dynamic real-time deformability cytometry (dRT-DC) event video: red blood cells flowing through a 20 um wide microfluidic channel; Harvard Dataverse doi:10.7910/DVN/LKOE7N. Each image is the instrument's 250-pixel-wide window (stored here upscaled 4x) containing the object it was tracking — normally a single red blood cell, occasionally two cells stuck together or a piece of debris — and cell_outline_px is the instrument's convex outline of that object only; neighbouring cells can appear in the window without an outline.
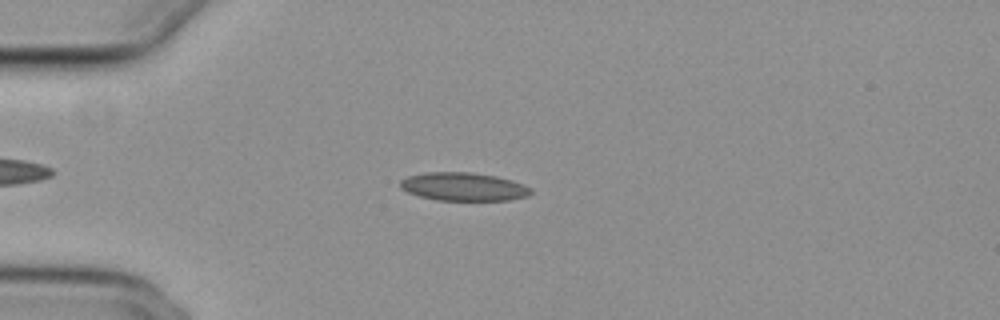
{"species": "common noctule bat (a hibernating species)", "species_latin": "Nyctalus noctula", "temperature_condition": "cold", "stored_images_in_passage": 36, "camera_frame_rate_fps": 3000, "um_per_image_px": 0.085, "animal": {"sex": "female", "body_mass_g": 29.2, "forearm_length_mm": 56.3}, "frame": {"image": 1, "passage_image": 2, "time_ms": 0.333, "image_size_px": [1000, 320], "cell_outline_px": [[532, 192], [528, 196], [508, 200], [436, 200], [420, 196], [408, 192], [400, 188], [400, 180], [408, 176], [424, 172], [472, 172], [496, 176], [512, 180], [524, 184], [532, 188]], "centroid_in_image_um": [39.41, 15.86], "position_along_channel_um": 45.6, "area_um2": 21.62}}
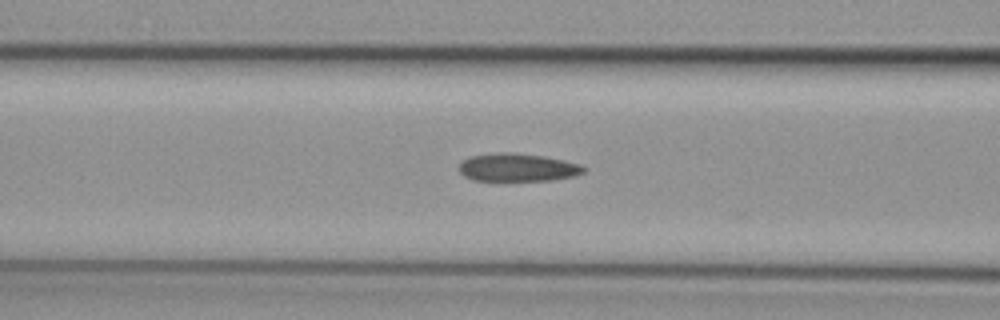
{"frame": {"image": 2, "passage_image": 10, "time_ms": 3.0, "image_size_px": [1000, 320], "cell_outline_px": [[588, 168], [584, 172], [576, 176], [552, 180], [472, 180], [464, 176], [460, 172], [460, 164], [464, 160], [472, 156], [496, 152], [512, 152], [544, 156], [564, 160], [580, 164]], "centroid_in_image_um": [44.04, 14.23], "position_along_channel_um": 122.6, "area_um2": 20.35}}
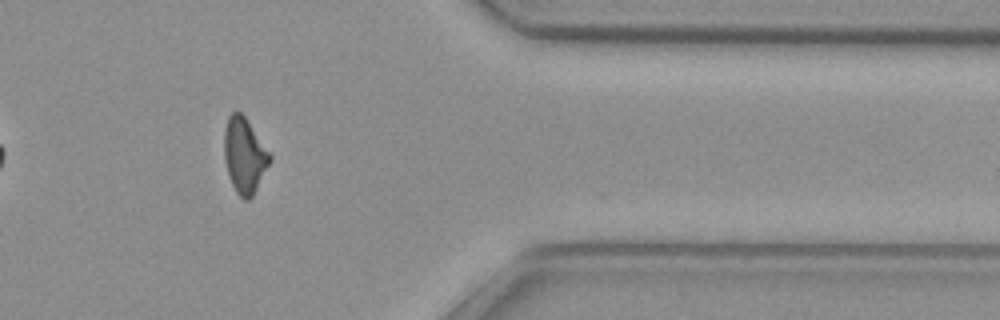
{"frame": {"image": 3, "passage_image": 33, "time_ms": 10.667, "image_size_px": [1000, 320], "cell_outline_px": [[272, 160], [252, 196], [248, 200], [244, 200], [236, 192], [232, 184], [224, 160], [224, 132], [228, 116], [232, 112], [240, 112], [244, 116], [272, 156]], "centroid_in_image_um": [20.77, 13.22], "position_along_channel_um": 390.6, "area_um2": 19.77}, "authors_computed_cell_mechanics": {"area_um2": 20.4323, "velocity_mm_per_s": 3.7457, "shape_relaxation_time_tau1_ms": 11.3735, "shape_relaxation_time_tau2_ms": 3.2816, "deformation_change_tau1": 0.196, "deformation_change_tau2": 0.0871}}